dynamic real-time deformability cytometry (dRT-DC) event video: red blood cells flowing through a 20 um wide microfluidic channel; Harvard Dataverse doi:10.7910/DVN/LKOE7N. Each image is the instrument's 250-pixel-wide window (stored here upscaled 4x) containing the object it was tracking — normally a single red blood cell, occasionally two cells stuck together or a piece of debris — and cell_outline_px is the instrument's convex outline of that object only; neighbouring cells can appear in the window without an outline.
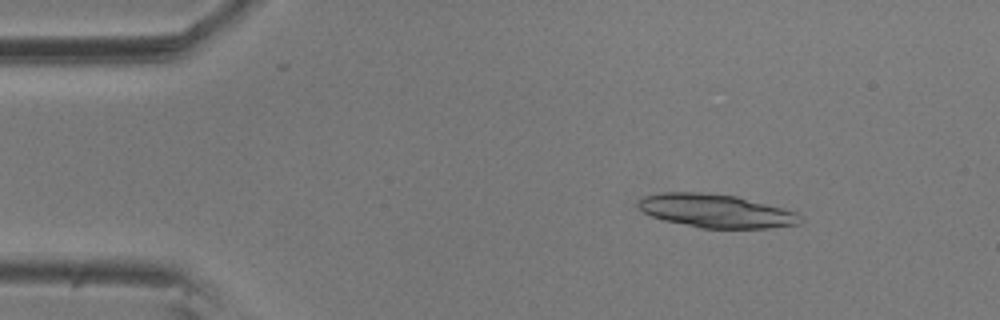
{"species": "common noctule bat (a hibernating species)", "species_latin": "Nyctalus noctula", "temperature_condition": "room temperature", "stored_images_in_passage": 3, "camera_frame_rate_fps": 3000, "um_per_image_px": 0.085, "animal": {"sex": "male", "body_mass_g": 20.5, "forearm_length_mm": 52.5}, "frame": {"image": 1, "passage_image": 1, "time_ms": 0.0, "image_size_px": [1000, 320], "cell_outline_px": [[804, 220], [800, 224], [768, 228], [700, 228], [664, 220], [652, 216], [644, 212], [636, 204], [644, 196], [660, 192], [700, 192], [736, 196], [784, 208], [796, 212]], "centroid_in_image_um": [60.88, 17.93], "position_along_channel_um": 24.1, "area_um2": 31.56}}